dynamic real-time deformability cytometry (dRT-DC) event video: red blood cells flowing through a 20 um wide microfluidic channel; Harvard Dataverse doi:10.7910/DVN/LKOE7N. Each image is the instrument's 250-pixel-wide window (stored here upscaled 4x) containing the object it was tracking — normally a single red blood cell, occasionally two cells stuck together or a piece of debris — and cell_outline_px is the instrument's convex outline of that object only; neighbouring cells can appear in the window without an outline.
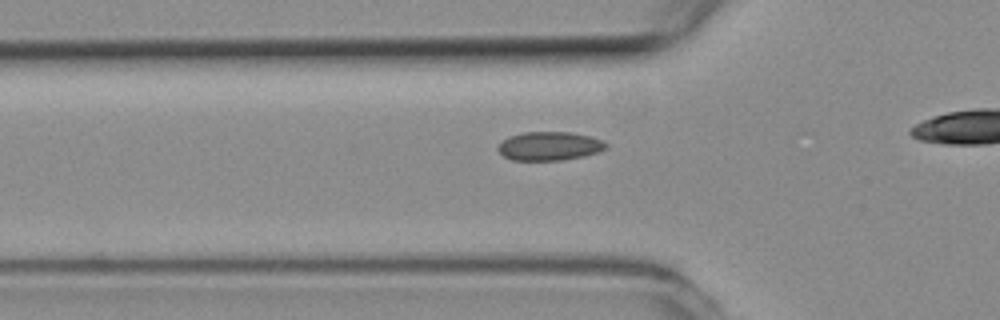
{"species": "common noctule bat (a hibernating species)", "species_latin": "Nyctalus noctula", "temperature_condition": "room temperature", "stored_images_in_passage": 31, "camera_frame_rate_fps": 3000, "um_per_image_px": 0.085, "animal": {"sex": "female", "body_mass_g": 19.3, "forearm_length_mm": 54.1}, "frame": {"image": 1, "passage_image": 6, "time_ms": 1.667, "image_size_px": [1000, 320], "cell_outline_px": [[608, 148], [600, 152], [584, 156], [560, 160], [512, 160], [504, 156], [496, 148], [508, 136], [524, 132], [572, 132], [588, 136], [600, 140], [608, 144]], "centroid_in_image_um": [46.72, 12.41], "position_along_channel_um": 79.1, "area_um2": 18.03}}
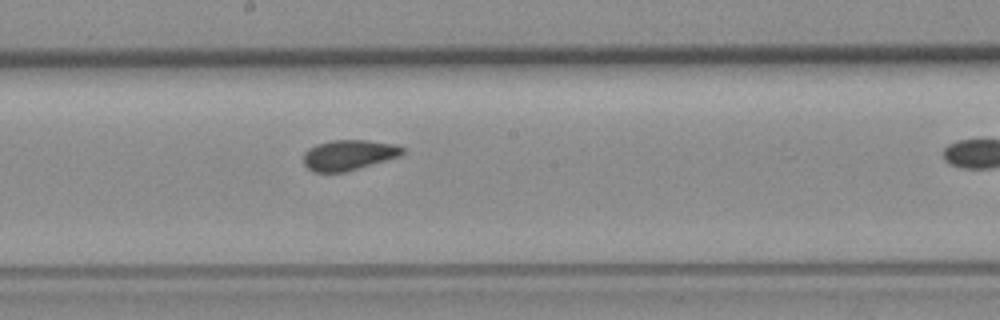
{"frame": {"image": 2, "passage_image": 17, "time_ms": 5.333, "image_size_px": [1000, 320], "cell_outline_px": [[404, 152], [400, 156], [344, 172], [316, 172], [308, 168], [304, 164], [304, 152], [308, 148], [316, 144], [332, 140], [368, 140], [396, 144], [404, 148]], "centroid_in_image_um": [29.64, 13.16], "position_along_channel_um": 218.6, "area_um2": 17.46}}
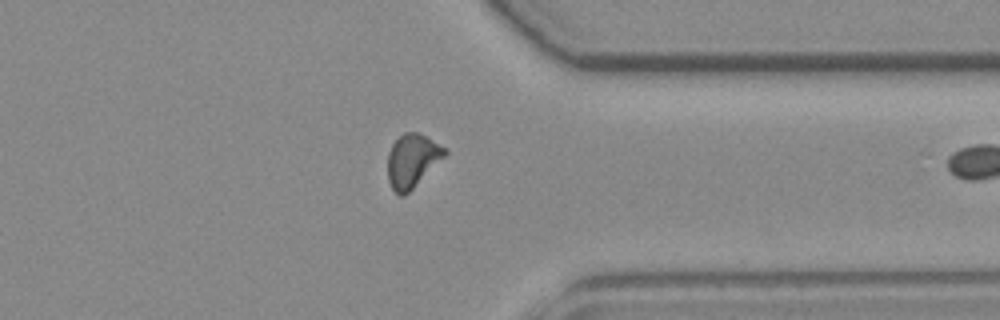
{"frame": {"image": 3, "passage_image": 30, "time_ms": 9.667, "image_size_px": [1000, 320], "cell_outline_px": [[448, 152], [404, 196], [400, 196], [392, 188], [388, 180], [388, 152], [392, 144], [404, 132], [416, 132], [448, 148]], "centroid_in_image_um": [35.02, 13.64], "position_along_channel_um": 376.4, "area_um2": 17.34}}